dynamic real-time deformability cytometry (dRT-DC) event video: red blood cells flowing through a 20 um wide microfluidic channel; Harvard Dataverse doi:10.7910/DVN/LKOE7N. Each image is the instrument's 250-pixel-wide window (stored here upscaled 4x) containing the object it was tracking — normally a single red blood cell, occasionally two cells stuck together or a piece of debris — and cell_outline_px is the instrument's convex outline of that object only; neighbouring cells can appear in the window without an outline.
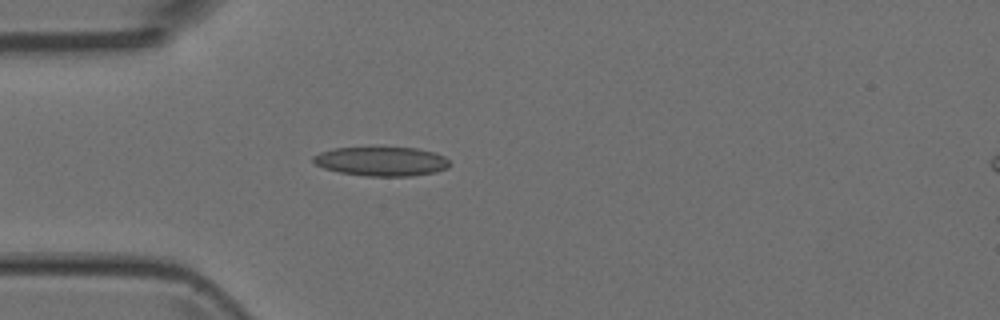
{"species": "Egyptian fruit bat (a non-hibernating species)", "species_latin": "Rousettus aegyptiacus", "temperature_condition": "room temperature", "stored_images_in_passage": 4, "camera_frame_rate_fps": 3000, "um_per_image_px": 0.085, "animal": {"sex": "female"}, "frame": {"image": 1, "passage_image": 4, "time_ms": 1.0, "image_size_px": [1000, 320], "cell_outline_px": [[448, 168], [436, 172], [412, 176], [364, 176], [340, 172], [324, 168], [316, 164], [312, 160], [312, 156], [320, 152], [332, 148], [372, 144], [416, 148], [436, 152], [444, 156], [448, 160]], "centroid_in_image_um": [32.39, 13.66], "position_along_channel_um": 52.6, "area_um2": 24.39}}